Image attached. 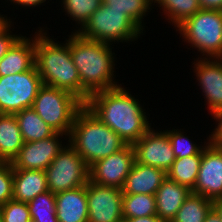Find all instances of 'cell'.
Returning <instances> with one entry per match:
<instances>
[{"mask_svg":"<svg viewBox=\"0 0 222 222\" xmlns=\"http://www.w3.org/2000/svg\"><path fill=\"white\" fill-rule=\"evenodd\" d=\"M85 106L127 145L137 142L152 126L139 99L122 85L93 93Z\"/></svg>","mask_w":222,"mask_h":222,"instance_id":"cell-1","label":"cell"},{"mask_svg":"<svg viewBox=\"0 0 222 222\" xmlns=\"http://www.w3.org/2000/svg\"><path fill=\"white\" fill-rule=\"evenodd\" d=\"M39 28L35 32V66L42 83L66 90L85 104L89 98L80 90L79 72L70 52V36L64 43L55 42L44 27Z\"/></svg>","mask_w":222,"mask_h":222,"instance_id":"cell-2","label":"cell"},{"mask_svg":"<svg viewBox=\"0 0 222 222\" xmlns=\"http://www.w3.org/2000/svg\"><path fill=\"white\" fill-rule=\"evenodd\" d=\"M112 45L92 41L72 32L70 52L80 76V90L89 98L98 91L112 89L122 84L114 80L115 53Z\"/></svg>","mask_w":222,"mask_h":222,"instance_id":"cell-3","label":"cell"},{"mask_svg":"<svg viewBox=\"0 0 222 222\" xmlns=\"http://www.w3.org/2000/svg\"><path fill=\"white\" fill-rule=\"evenodd\" d=\"M67 142L84 159L88 167L127 145L85 105L75 116Z\"/></svg>","mask_w":222,"mask_h":222,"instance_id":"cell-4","label":"cell"},{"mask_svg":"<svg viewBox=\"0 0 222 222\" xmlns=\"http://www.w3.org/2000/svg\"><path fill=\"white\" fill-rule=\"evenodd\" d=\"M176 29L182 41L202 54L198 58H222L221 10L200 9Z\"/></svg>","mask_w":222,"mask_h":222,"instance_id":"cell-5","label":"cell"},{"mask_svg":"<svg viewBox=\"0 0 222 222\" xmlns=\"http://www.w3.org/2000/svg\"><path fill=\"white\" fill-rule=\"evenodd\" d=\"M80 37L112 45L113 42H134L144 34L123 11L111 10L101 4L81 29L75 30Z\"/></svg>","mask_w":222,"mask_h":222,"instance_id":"cell-6","label":"cell"},{"mask_svg":"<svg viewBox=\"0 0 222 222\" xmlns=\"http://www.w3.org/2000/svg\"><path fill=\"white\" fill-rule=\"evenodd\" d=\"M84 105L72 93L43 84L38 90L32 109L57 133L69 136L75 116Z\"/></svg>","mask_w":222,"mask_h":222,"instance_id":"cell-7","label":"cell"},{"mask_svg":"<svg viewBox=\"0 0 222 222\" xmlns=\"http://www.w3.org/2000/svg\"><path fill=\"white\" fill-rule=\"evenodd\" d=\"M45 174L48 190L53 194L85 186L89 181L88 165L69 143L45 169Z\"/></svg>","mask_w":222,"mask_h":222,"instance_id":"cell-8","label":"cell"},{"mask_svg":"<svg viewBox=\"0 0 222 222\" xmlns=\"http://www.w3.org/2000/svg\"><path fill=\"white\" fill-rule=\"evenodd\" d=\"M42 85L35 65L25 72L0 77V114H15L32 108Z\"/></svg>","mask_w":222,"mask_h":222,"instance_id":"cell-9","label":"cell"},{"mask_svg":"<svg viewBox=\"0 0 222 222\" xmlns=\"http://www.w3.org/2000/svg\"><path fill=\"white\" fill-rule=\"evenodd\" d=\"M88 222H121L122 189L103 186L91 181L86 184Z\"/></svg>","mask_w":222,"mask_h":222,"instance_id":"cell-10","label":"cell"},{"mask_svg":"<svg viewBox=\"0 0 222 222\" xmlns=\"http://www.w3.org/2000/svg\"><path fill=\"white\" fill-rule=\"evenodd\" d=\"M134 162V148L126 145L120 151L92 164L89 167V181L122 189Z\"/></svg>","mask_w":222,"mask_h":222,"instance_id":"cell-11","label":"cell"},{"mask_svg":"<svg viewBox=\"0 0 222 222\" xmlns=\"http://www.w3.org/2000/svg\"><path fill=\"white\" fill-rule=\"evenodd\" d=\"M153 129L152 127L132 146L135 152V162L147 166L160 168L167 172L175 156L165 130Z\"/></svg>","mask_w":222,"mask_h":222,"instance_id":"cell-12","label":"cell"},{"mask_svg":"<svg viewBox=\"0 0 222 222\" xmlns=\"http://www.w3.org/2000/svg\"><path fill=\"white\" fill-rule=\"evenodd\" d=\"M63 135L65 137H63ZM62 138L69 139L66 134L56 133L46 139L34 142H24L18 155L12 160L13 169L44 170L53 159L64 149Z\"/></svg>","mask_w":222,"mask_h":222,"instance_id":"cell-13","label":"cell"},{"mask_svg":"<svg viewBox=\"0 0 222 222\" xmlns=\"http://www.w3.org/2000/svg\"><path fill=\"white\" fill-rule=\"evenodd\" d=\"M192 193L202 195L212 201L222 197V147L208 142L203 148L200 168Z\"/></svg>","mask_w":222,"mask_h":222,"instance_id":"cell-14","label":"cell"},{"mask_svg":"<svg viewBox=\"0 0 222 222\" xmlns=\"http://www.w3.org/2000/svg\"><path fill=\"white\" fill-rule=\"evenodd\" d=\"M193 64L197 84L212 115L222 109V58H197Z\"/></svg>","mask_w":222,"mask_h":222,"instance_id":"cell-15","label":"cell"},{"mask_svg":"<svg viewBox=\"0 0 222 222\" xmlns=\"http://www.w3.org/2000/svg\"><path fill=\"white\" fill-rule=\"evenodd\" d=\"M166 177V172L160 168L134 162L122 187V193L155 195Z\"/></svg>","mask_w":222,"mask_h":222,"instance_id":"cell-16","label":"cell"},{"mask_svg":"<svg viewBox=\"0 0 222 222\" xmlns=\"http://www.w3.org/2000/svg\"><path fill=\"white\" fill-rule=\"evenodd\" d=\"M35 65V36H21L0 60V77L22 73Z\"/></svg>","mask_w":222,"mask_h":222,"instance_id":"cell-17","label":"cell"},{"mask_svg":"<svg viewBox=\"0 0 222 222\" xmlns=\"http://www.w3.org/2000/svg\"><path fill=\"white\" fill-rule=\"evenodd\" d=\"M58 222H88L86 185L55 194Z\"/></svg>","mask_w":222,"mask_h":222,"instance_id":"cell-18","label":"cell"},{"mask_svg":"<svg viewBox=\"0 0 222 222\" xmlns=\"http://www.w3.org/2000/svg\"><path fill=\"white\" fill-rule=\"evenodd\" d=\"M191 193L189 188L166 177L155 194L157 216L164 222H171Z\"/></svg>","mask_w":222,"mask_h":222,"instance_id":"cell-19","label":"cell"},{"mask_svg":"<svg viewBox=\"0 0 222 222\" xmlns=\"http://www.w3.org/2000/svg\"><path fill=\"white\" fill-rule=\"evenodd\" d=\"M48 191L44 170L13 169V198L24 203Z\"/></svg>","mask_w":222,"mask_h":222,"instance_id":"cell-20","label":"cell"},{"mask_svg":"<svg viewBox=\"0 0 222 222\" xmlns=\"http://www.w3.org/2000/svg\"><path fill=\"white\" fill-rule=\"evenodd\" d=\"M24 145L14 114H0V161L12 162Z\"/></svg>","mask_w":222,"mask_h":222,"instance_id":"cell-21","label":"cell"},{"mask_svg":"<svg viewBox=\"0 0 222 222\" xmlns=\"http://www.w3.org/2000/svg\"><path fill=\"white\" fill-rule=\"evenodd\" d=\"M14 115L24 142L40 141L57 133L32 108L23 109Z\"/></svg>","mask_w":222,"mask_h":222,"instance_id":"cell-22","label":"cell"},{"mask_svg":"<svg viewBox=\"0 0 222 222\" xmlns=\"http://www.w3.org/2000/svg\"><path fill=\"white\" fill-rule=\"evenodd\" d=\"M201 159L202 155L175 158L170 169L166 172L167 177L193 190L197 180Z\"/></svg>","mask_w":222,"mask_h":222,"instance_id":"cell-23","label":"cell"},{"mask_svg":"<svg viewBox=\"0 0 222 222\" xmlns=\"http://www.w3.org/2000/svg\"><path fill=\"white\" fill-rule=\"evenodd\" d=\"M155 3L175 28L201 9L198 0H154V6Z\"/></svg>","mask_w":222,"mask_h":222,"instance_id":"cell-24","label":"cell"},{"mask_svg":"<svg viewBox=\"0 0 222 222\" xmlns=\"http://www.w3.org/2000/svg\"><path fill=\"white\" fill-rule=\"evenodd\" d=\"M213 208V201L191 193L184 201L171 222H204Z\"/></svg>","mask_w":222,"mask_h":222,"instance_id":"cell-25","label":"cell"},{"mask_svg":"<svg viewBox=\"0 0 222 222\" xmlns=\"http://www.w3.org/2000/svg\"><path fill=\"white\" fill-rule=\"evenodd\" d=\"M152 215H157L155 195L123 194V219Z\"/></svg>","mask_w":222,"mask_h":222,"instance_id":"cell-26","label":"cell"},{"mask_svg":"<svg viewBox=\"0 0 222 222\" xmlns=\"http://www.w3.org/2000/svg\"><path fill=\"white\" fill-rule=\"evenodd\" d=\"M153 3L154 0H102V4L111 7V10L123 11L142 32L145 31L142 21L149 14L147 12L152 10Z\"/></svg>","mask_w":222,"mask_h":222,"instance_id":"cell-27","label":"cell"},{"mask_svg":"<svg viewBox=\"0 0 222 222\" xmlns=\"http://www.w3.org/2000/svg\"><path fill=\"white\" fill-rule=\"evenodd\" d=\"M31 220L35 222H58L55 194L51 191L37 195L27 203Z\"/></svg>","mask_w":222,"mask_h":222,"instance_id":"cell-28","label":"cell"},{"mask_svg":"<svg viewBox=\"0 0 222 222\" xmlns=\"http://www.w3.org/2000/svg\"><path fill=\"white\" fill-rule=\"evenodd\" d=\"M165 131L168 134L175 158L202 155L203 148L209 142V137H207L203 145H197L194 141L192 142V140L189 139V136L184 134L185 132L183 129H166Z\"/></svg>","mask_w":222,"mask_h":222,"instance_id":"cell-29","label":"cell"},{"mask_svg":"<svg viewBox=\"0 0 222 222\" xmlns=\"http://www.w3.org/2000/svg\"><path fill=\"white\" fill-rule=\"evenodd\" d=\"M60 2L67 16L80 26L79 29L102 4V0H61Z\"/></svg>","mask_w":222,"mask_h":222,"instance_id":"cell-30","label":"cell"},{"mask_svg":"<svg viewBox=\"0 0 222 222\" xmlns=\"http://www.w3.org/2000/svg\"><path fill=\"white\" fill-rule=\"evenodd\" d=\"M30 220L27 203L11 199L0 207L1 222H29Z\"/></svg>","mask_w":222,"mask_h":222,"instance_id":"cell-31","label":"cell"},{"mask_svg":"<svg viewBox=\"0 0 222 222\" xmlns=\"http://www.w3.org/2000/svg\"><path fill=\"white\" fill-rule=\"evenodd\" d=\"M13 198V166L0 162V207Z\"/></svg>","mask_w":222,"mask_h":222,"instance_id":"cell-32","label":"cell"},{"mask_svg":"<svg viewBox=\"0 0 222 222\" xmlns=\"http://www.w3.org/2000/svg\"><path fill=\"white\" fill-rule=\"evenodd\" d=\"M12 20L9 21L1 30H0V60L12 47V45L22 36V34L16 33L13 35L11 27L13 26Z\"/></svg>","mask_w":222,"mask_h":222,"instance_id":"cell-33","label":"cell"},{"mask_svg":"<svg viewBox=\"0 0 222 222\" xmlns=\"http://www.w3.org/2000/svg\"><path fill=\"white\" fill-rule=\"evenodd\" d=\"M211 117L216 121V127L209 135V142L217 147H222V109L214 112Z\"/></svg>","mask_w":222,"mask_h":222,"instance_id":"cell-34","label":"cell"},{"mask_svg":"<svg viewBox=\"0 0 222 222\" xmlns=\"http://www.w3.org/2000/svg\"><path fill=\"white\" fill-rule=\"evenodd\" d=\"M201 9L221 10L222 0H198Z\"/></svg>","mask_w":222,"mask_h":222,"instance_id":"cell-35","label":"cell"},{"mask_svg":"<svg viewBox=\"0 0 222 222\" xmlns=\"http://www.w3.org/2000/svg\"><path fill=\"white\" fill-rule=\"evenodd\" d=\"M8 1V0H7ZM11 3H13L14 5H19L21 8L27 9L30 7H38L41 6L42 3H45L46 0H9Z\"/></svg>","mask_w":222,"mask_h":222,"instance_id":"cell-36","label":"cell"},{"mask_svg":"<svg viewBox=\"0 0 222 222\" xmlns=\"http://www.w3.org/2000/svg\"><path fill=\"white\" fill-rule=\"evenodd\" d=\"M125 222H164L157 215L124 219Z\"/></svg>","mask_w":222,"mask_h":222,"instance_id":"cell-37","label":"cell"},{"mask_svg":"<svg viewBox=\"0 0 222 222\" xmlns=\"http://www.w3.org/2000/svg\"><path fill=\"white\" fill-rule=\"evenodd\" d=\"M204 222H222L218 213L212 208L207 214Z\"/></svg>","mask_w":222,"mask_h":222,"instance_id":"cell-38","label":"cell"},{"mask_svg":"<svg viewBox=\"0 0 222 222\" xmlns=\"http://www.w3.org/2000/svg\"><path fill=\"white\" fill-rule=\"evenodd\" d=\"M213 209L218 213L222 220V197L213 200Z\"/></svg>","mask_w":222,"mask_h":222,"instance_id":"cell-39","label":"cell"},{"mask_svg":"<svg viewBox=\"0 0 222 222\" xmlns=\"http://www.w3.org/2000/svg\"><path fill=\"white\" fill-rule=\"evenodd\" d=\"M10 20H11L10 17H9V19H8L7 16L4 15V17H3V15L0 14V30H1Z\"/></svg>","mask_w":222,"mask_h":222,"instance_id":"cell-40","label":"cell"}]
</instances>
